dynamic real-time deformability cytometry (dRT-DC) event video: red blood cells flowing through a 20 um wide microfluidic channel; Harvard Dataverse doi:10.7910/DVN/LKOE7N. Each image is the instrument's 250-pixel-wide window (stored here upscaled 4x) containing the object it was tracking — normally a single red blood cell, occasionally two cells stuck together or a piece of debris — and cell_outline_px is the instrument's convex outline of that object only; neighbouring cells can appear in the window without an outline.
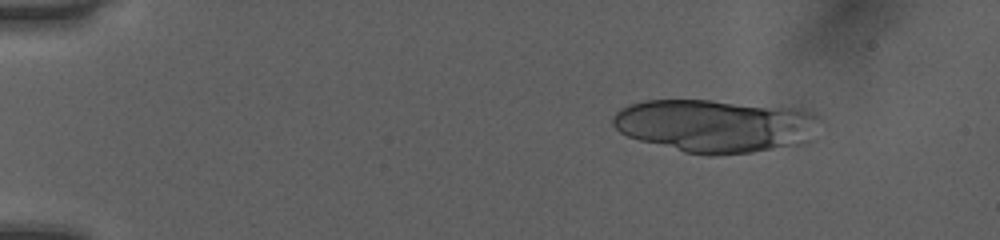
{"species": "human", "species_latin": "Homo sapiens", "temperature_condition": "room temperature", "stored_images_in_passage": 35, "camera_frame_rate_fps": 3000, "um_per_image_px": 0.085, "donor": {"sex": "female"}, "frame": {"image": 1, "passage_image": 7, "time_ms": 2.0, "image_size_px": [1000, 240], "cell_outline_px": [[816, 116], [812, 140], [808, 144], [752, 152], [712, 156], [708, 156], [684, 152], [640, 140], [628, 136], [620, 132], [612, 124], [612, 116], [620, 108], [628, 104], [644, 100], [712, 100], [800, 108]], "centroid_in_image_um": [60.78, 10.69], "position_along_channel_um": 24.2, "area_um2": 64.33}}
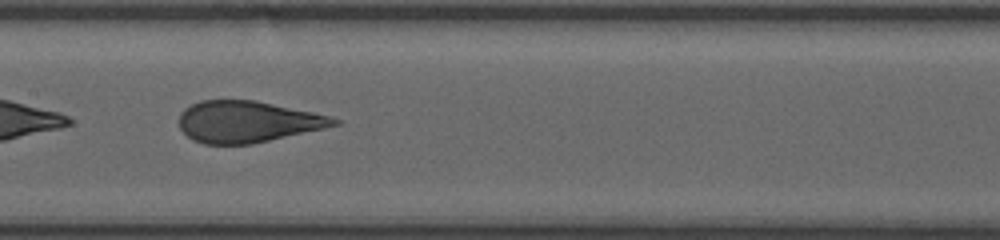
{"frame": {"image": 2, "passage_image": 27, "time_ms": 8.667, "image_size_px": [1000, 240], "cell_outline_px": [[340, 124], [252, 144], [204, 144], [192, 140], [180, 128], [180, 112], [184, 108], [200, 100], [256, 100], [312, 112], [328, 116], [340, 120]], "centroid_in_image_um": [20.99, 10.34], "position_along_channel_um": 186.4, "area_um2": 37.11}}
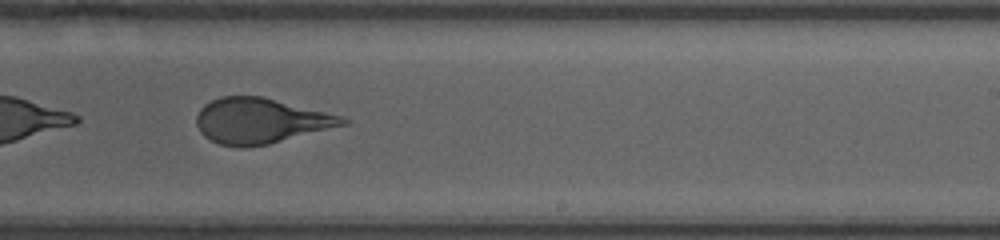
{"frame": {"image": 3, "passage_image": 33, "time_ms": 10.667, "image_size_px": [1000, 240], "cell_outline_px": [[348, 124], [268, 144], [244, 148], [240, 148], [220, 144], [204, 136], [200, 132], [196, 124], [196, 116], [200, 108], [204, 104], [220, 96], [260, 96], [340, 116], [348, 120]], "centroid_in_image_um": [22.07, 10.28], "position_along_channel_um": 266.9, "area_um2": 38.21}}